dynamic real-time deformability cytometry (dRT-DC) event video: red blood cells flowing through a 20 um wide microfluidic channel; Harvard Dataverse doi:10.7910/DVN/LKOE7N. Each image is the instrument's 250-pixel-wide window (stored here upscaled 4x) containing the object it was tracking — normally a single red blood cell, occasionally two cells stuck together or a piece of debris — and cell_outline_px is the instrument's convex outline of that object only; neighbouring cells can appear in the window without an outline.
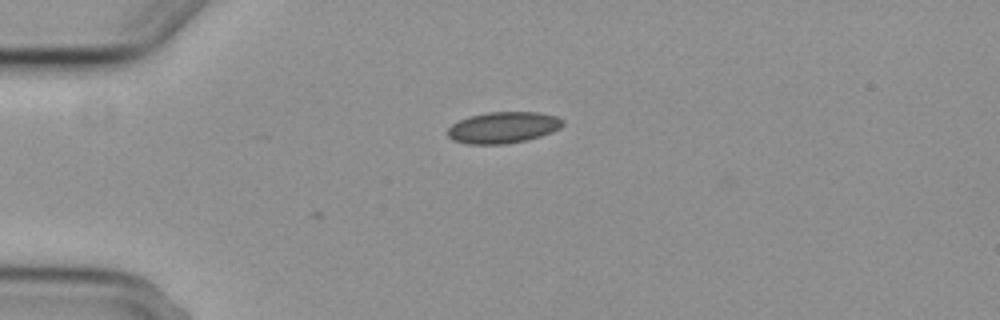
{"species": "common noctule bat (a hibernating species)", "species_latin": "Nyctalus noctula", "temperature_condition": "cold", "stored_images_in_passage": 1, "camera_frame_rate_fps": 3000, "um_per_image_px": 0.085, "animal": {"sex": "female", "body_mass_g": 29.2, "forearm_length_mm": 56.3}, "frame": {"image": 1, "passage_image": 1, "time_ms": 0.0, "image_size_px": [1000, 320], "cell_outline_px": [[564, 124], [560, 128], [552, 132], [540, 136], [524, 140], [504, 144], [468, 144], [452, 140], [448, 136], [448, 128], [452, 124], [468, 116], [488, 112], [540, 112], [556, 116], [564, 120]], "centroid_in_image_um": [42.77, 10.83], "position_along_channel_um": 42.2, "area_um2": 21.04}}